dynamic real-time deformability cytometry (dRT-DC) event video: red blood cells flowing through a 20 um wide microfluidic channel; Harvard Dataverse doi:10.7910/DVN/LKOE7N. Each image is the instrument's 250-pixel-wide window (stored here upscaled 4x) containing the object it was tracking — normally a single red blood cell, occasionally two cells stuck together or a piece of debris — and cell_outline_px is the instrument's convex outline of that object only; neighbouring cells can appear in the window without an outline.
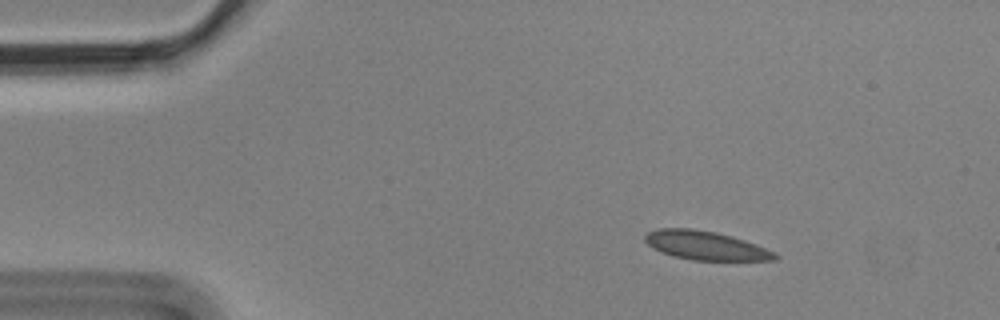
{"species": "Egyptian fruit bat (a non-hibernating species)", "species_latin": "Rousettus aegyptiacus", "temperature_condition": "cold", "stored_images_in_passage": 8, "camera_frame_rate_fps": 3000, "um_per_image_px": 0.085, "animal": {"sex": "male"}, "frame": {"image": 1, "passage_image": 1, "time_ms": 0.0, "image_size_px": [1000, 320], "cell_outline_px": [[780, 256], [776, 260], [692, 260], [672, 256], [648, 244], [644, 240], [644, 236], [648, 232], [656, 228], [692, 228], [716, 232], [732, 236], [756, 244], [776, 252]], "centroid_in_image_um": [60.01, 20.86], "position_along_channel_um": 25.0, "area_um2": 21.79}}
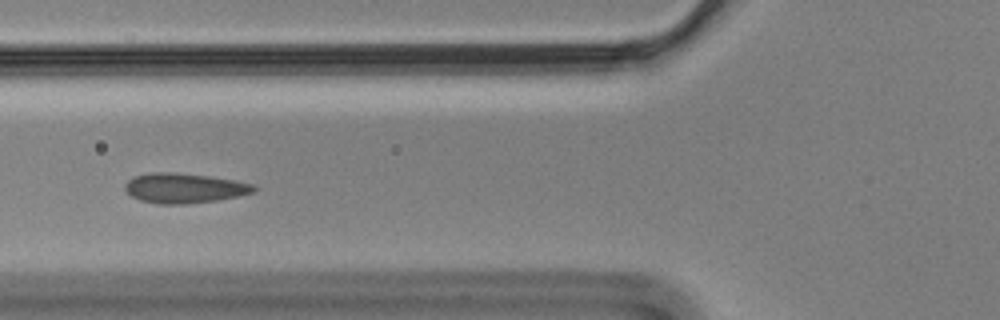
{"frame": {"image": 2, "passage_image": 5, "time_ms": 1.333, "image_size_px": [1000, 320], "cell_outline_px": [[260, 188], [256, 192], [216, 200], [188, 204], [156, 204], [140, 200], [132, 196], [124, 188], [124, 184], [132, 176], [152, 172], [172, 172], [208, 176], [236, 180], [256, 184]], "centroid_in_image_um": [15.69, 15.98], "position_along_channel_um": 110.1, "area_um2": 22.72}}
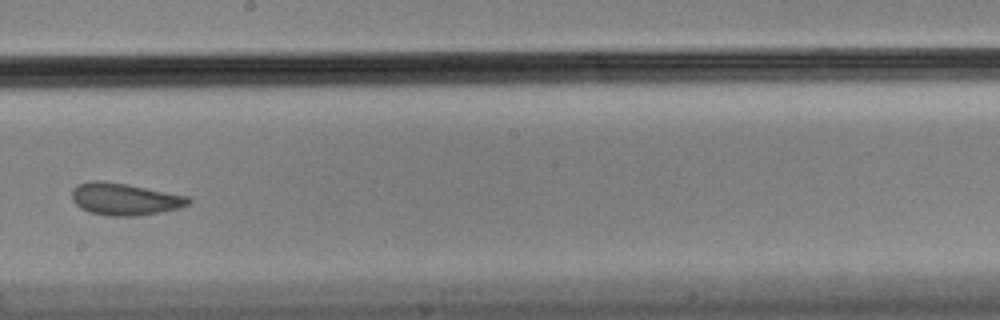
{"frame": {"image": 3, "passage_image": 8, "time_ms": 2.333, "image_size_px": [1000, 320], "cell_outline_px": [[192, 200], [188, 204], [180, 208], [160, 212], [136, 216], [108, 216], [92, 212], [80, 208], [72, 200], [72, 188], [76, 184], [92, 180], [100, 180], [128, 184], [188, 196]], "centroid_in_image_um": [10.58, 16.91], "position_along_channel_um": 237.6, "area_um2": 21.91}}